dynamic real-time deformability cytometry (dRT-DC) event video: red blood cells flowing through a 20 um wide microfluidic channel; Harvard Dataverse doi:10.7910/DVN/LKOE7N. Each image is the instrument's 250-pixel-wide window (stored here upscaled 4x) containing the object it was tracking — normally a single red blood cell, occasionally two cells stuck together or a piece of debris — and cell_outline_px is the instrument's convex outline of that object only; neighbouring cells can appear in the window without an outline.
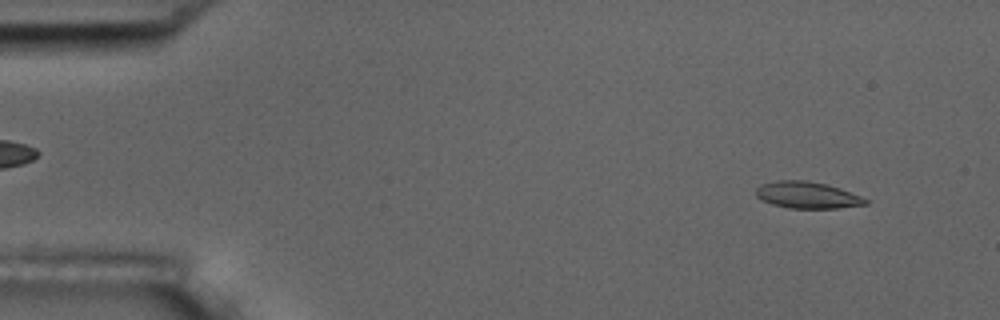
{"species": "common noctule bat (a hibernating species)", "species_latin": "Nyctalus noctula", "temperature_condition": "room temperature", "stored_images_in_passage": 9, "camera_frame_rate_fps": 3000, "um_per_image_px": 0.085, "animal": {"sex": "male", "body_mass_g": 17.5, "forearm_length_mm": 52.3}, "frame": {"image": 1, "passage_image": 1, "time_ms": 0.0, "image_size_px": [1000, 320], "cell_outline_px": [[872, 200], [868, 204], [836, 208], [788, 208], [772, 204], [760, 200], [756, 196], [756, 188], [760, 184], [776, 180], [804, 180], [828, 184]], "centroid_in_image_um": [68.61, 16.58], "position_along_channel_um": 16.4, "area_um2": 17.22}}
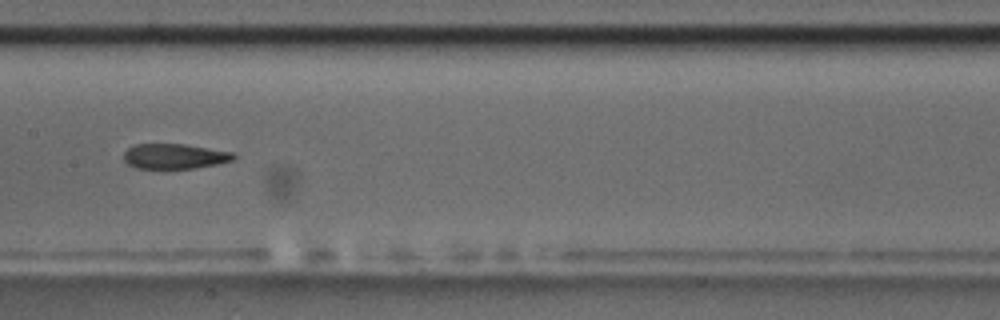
{"frame": {"image": 2, "passage_image": 7, "time_ms": 7.667, "image_size_px": [1000, 320], "cell_outline_px": [[236, 156], [232, 160], [216, 164], [196, 168], [164, 172], [136, 168], [128, 164], [124, 160], [124, 152], [128, 148], [136, 144], [184, 144], [236, 152]], "centroid_in_image_um": [14.82, 13.33], "position_along_channel_um": 192.6, "area_um2": 16.94}}
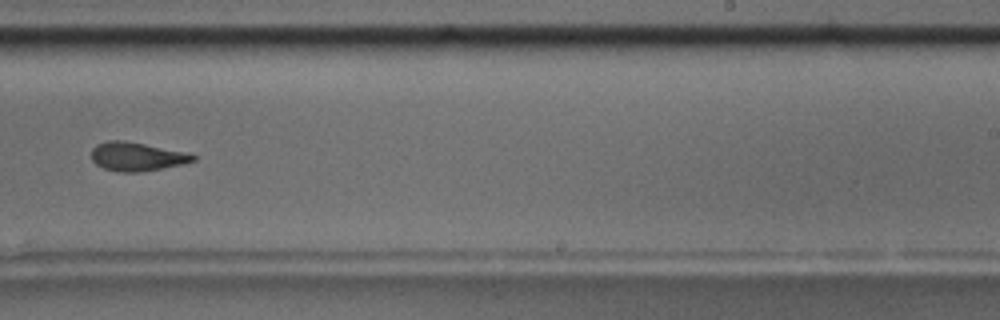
{"frame": {"image": 3, "passage_image": 9, "time_ms": 10.0, "image_size_px": [1000, 320], "cell_outline_px": [[196, 160], [184, 164], [136, 172], [120, 172], [104, 168], [96, 164], [92, 160], [92, 148], [96, 144], [108, 140], [124, 140], [192, 152], [196, 156]], "centroid_in_image_um": [11.68, 13.28], "position_along_channel_um": 277.3, "area_um2": 17.22}}